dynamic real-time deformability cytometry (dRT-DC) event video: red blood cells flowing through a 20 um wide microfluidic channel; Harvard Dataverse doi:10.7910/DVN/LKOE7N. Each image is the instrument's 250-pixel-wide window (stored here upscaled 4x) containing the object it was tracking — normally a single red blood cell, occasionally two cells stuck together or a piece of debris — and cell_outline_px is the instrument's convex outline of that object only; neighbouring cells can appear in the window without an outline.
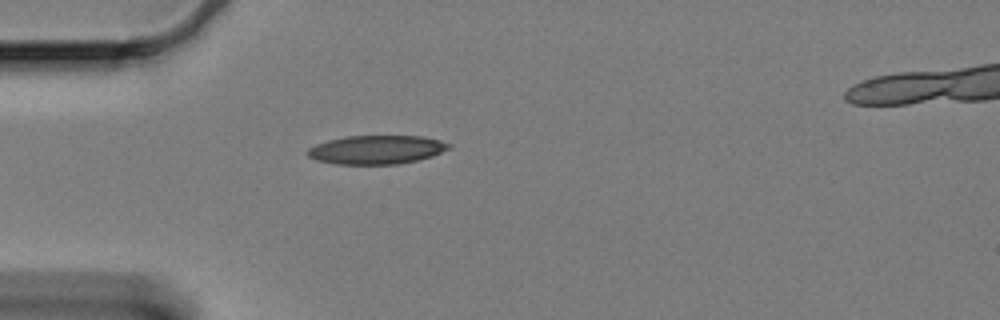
{"species": "Egyptian fruit bat (a non-hibernating species)", "species_latin": "Rousettus aegyptiacus", "temperature_condition": "cold", "stored_images_in_passage": 28, "camera_frame_rate_fps": 3000, "um_per_image_px": 0.085, "animal": {"sex": "female"}, "frame": {"image": 1, "passage_image": 1, "time_ms": 0.0, "image_size_px": [1000, 320], "cell_outline_px": [[452, 144], [448, 148], [432, 156], [416, 160], [396, 164], [336, 164], [316, 160], [308, 156], [308, 148], [316, 144], [328, 140], [344, 136], [424, 136], [440, 140]], "centroid_in_image_um": [31.99, 12.72], "position_along_channel_um": 53.0, "area_um2": 23.52}}
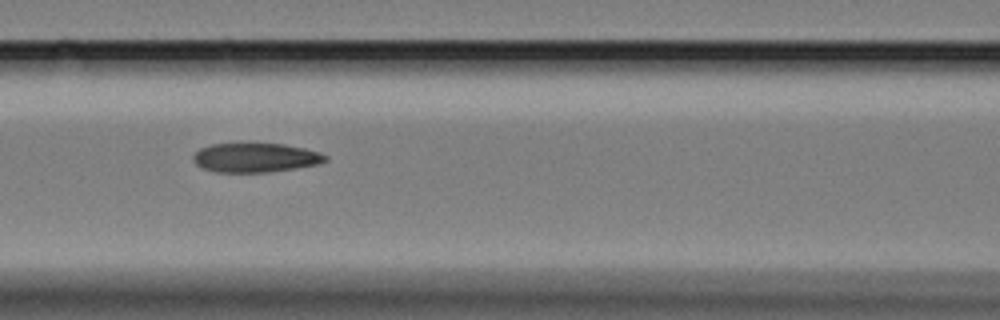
{"frame": {"image": 2, "passage_image": 10, "time_ms": 3.0, "image_size_px": [1000, 320], "cell_outline_px": [[328, 160], [316, 164], [296, 168], [268, 172], [212, 172], [196, 164], [192, 160], [192, 156], [200, 148], [212, 144], [284, 144], [304, 148], [320, 152], [328, 156]], "centroid_in_image_um": [21.7, 13.4], "position_along_channel_um": 144.9, "area_um2": 22.43}}
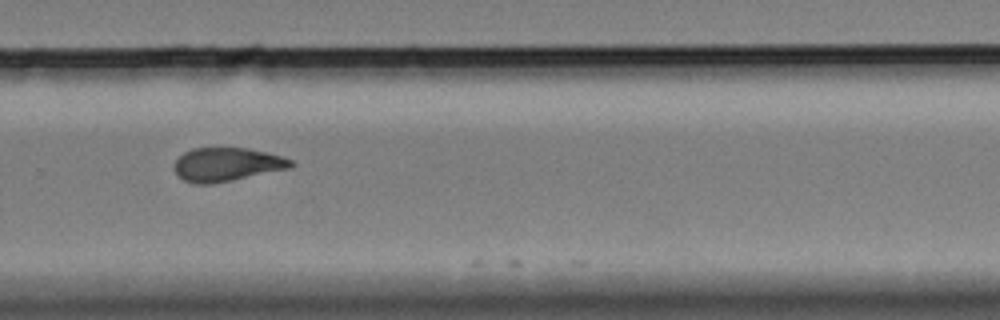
{"frame": {"image": 3, "passage_image": 25, "time_ms": 8.0, "image_size_px": [1000, 320], "cell_outline_px": [[296, 164], [292, 168], [212, 184], [192, 184], [184, 180], [176, 172], [176, 160], [184, 152], [192, 148], [248, 148], [268, 152], [292, 160]], "centroid_in_image_um": [19.33, 13.98], "position_along_channel_um": 310.5, "area_um2": 22.83}}